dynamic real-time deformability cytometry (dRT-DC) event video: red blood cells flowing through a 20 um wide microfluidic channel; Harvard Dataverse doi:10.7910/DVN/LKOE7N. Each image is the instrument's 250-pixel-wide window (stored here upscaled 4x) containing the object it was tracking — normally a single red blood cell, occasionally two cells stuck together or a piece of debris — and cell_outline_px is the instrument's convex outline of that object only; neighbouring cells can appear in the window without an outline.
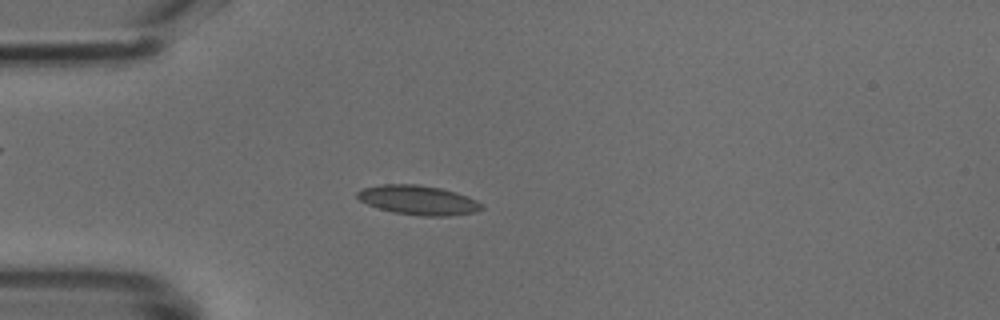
{"species": "common noctule bat (a hibernating species)", "species_latin": "Nyctalus noctula", "temperature_condition": "cold", "stored_images_in_passage": 43, "camera_frame_rate_fps": 3000, "um_per_image_px": 0.085, "animal": {"sex": "male", "body_mass_g": 18.8}, "frame": {"image": 1, "passage_image": 7, "time_ms": 2.0, "image_size_px": [1000, 320], "cell_outline_px": [[484, 208], [476, 212], [448, 216], [424, 216], [392, 212], [368, 204], [360, 200], [356, 196], [356, 192], [364, 188], [380, 184], [416, 184], [440, 188], [456, 192], [468, 196], [484, 204]], "centroid_in_image_um": [35.58, 17.01], "position_along_channel_um": 49.4, "area_um2": 21.33}}
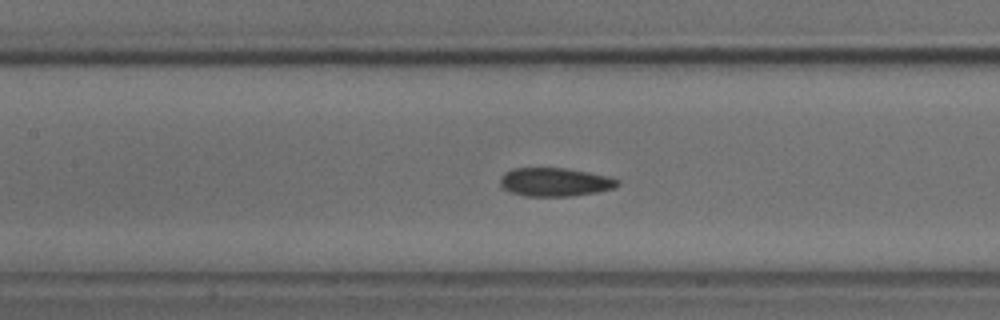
{"frame": {"image": 2, "passage_image": 16, "time_ms": 5.0, "image_size_px": [1000, 320], "cell_outline_px": [[620, 184], [616, 188], [596, 192], [568, 196], [524, 196], [512, 192], [504, 188], [500, 184], [500, 176], [504, 172], [512, 168], [564, 168], [588, 172], [608, 176], [620, 180]], "centroid_in_image_um": [47.18, 15.47], "position_along_channel_um": 160.2, "area_um2": 19.54}}
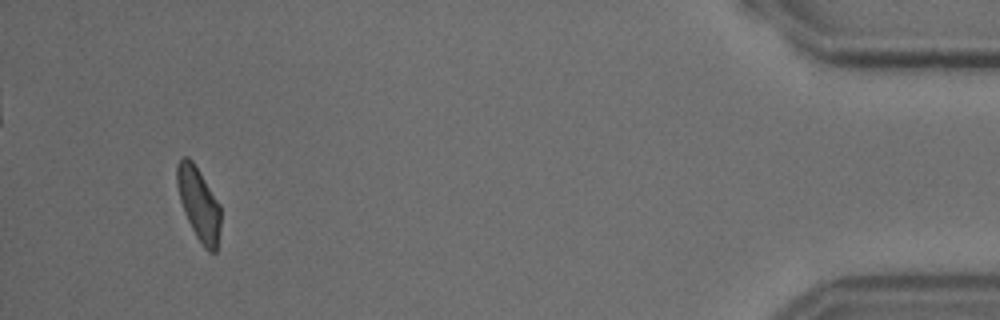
{"frame": {"image": 3, "passage_image": 40, "time_ms": 13.0, "image_size_px": [1000, 320], "cell_outline_px": [[220, 228], [216, 252], [208, 252], [204, 248], [196, 236], [184, 212], [180, 200], [176, 184], [176, 164], [184, 156], [188, 156], [192, 160], [220, 204]], "centroid_in_image_um": [16.88, 17.32], "position_along_channel_um": 418.3, "area_um2": 18.5}}